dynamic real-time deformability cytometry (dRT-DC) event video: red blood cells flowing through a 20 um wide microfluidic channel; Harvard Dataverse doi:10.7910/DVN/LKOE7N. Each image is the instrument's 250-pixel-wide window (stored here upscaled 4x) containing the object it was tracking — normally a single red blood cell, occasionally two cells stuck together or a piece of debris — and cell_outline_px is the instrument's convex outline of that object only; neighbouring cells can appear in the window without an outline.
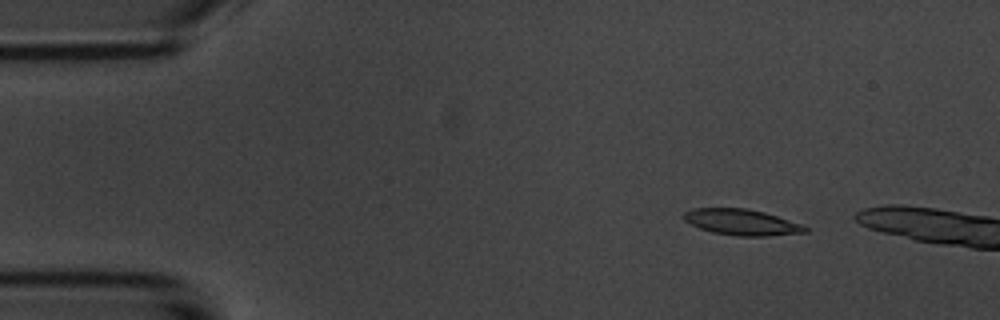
{"species": "common noctule bat (a hibernating species)", "species_latin": "Nyctalus noctula", "temperature_condition": "room temperature", "stored_images_in_passage": 11, "camera_frame_rate_fps": 3000, "um_per_image_px": 0.085, "animal": {"sex": "male", "body_mass_g": 20.1, "forearm_length_mm": 53.5}, "frame": {"image": 1, "passage_image": 7, "time_ms": 2.0, "image_size_px": [1000, 320], "cell_outline_px": [[808, 232], [768, 236], [736, 236], [712, 232], [700, 228], [684, 220], [680, 216], [684, 212], [692, 208], [744, 208], [764, 212], [800, 224], [808, 228]], "centroid_in_image_um": [63.0, 18.89], "position_along_channel_um": 22.0, "area_um2": 18.32}}